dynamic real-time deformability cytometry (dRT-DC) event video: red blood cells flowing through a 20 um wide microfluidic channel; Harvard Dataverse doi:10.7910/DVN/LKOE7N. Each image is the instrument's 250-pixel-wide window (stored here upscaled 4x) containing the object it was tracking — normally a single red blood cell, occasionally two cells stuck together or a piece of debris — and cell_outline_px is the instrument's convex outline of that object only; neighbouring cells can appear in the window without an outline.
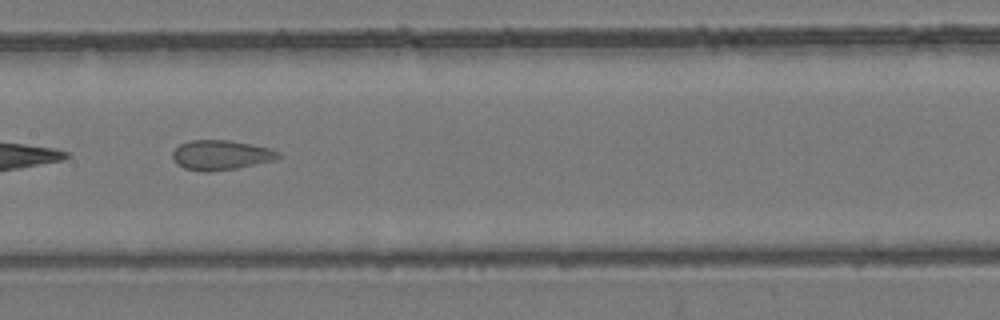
{"species": "common noctule bat (a hibernating species)", "species_latin": "Nyctalus noctula", "temperature_condition": "room temperature", "stored_images_in_passage": 15, "camera_frame_rate_fps": 3000, "um_per_image_px": 0.085, "animal": {"sex": "female", "body_mass_g": 24.6, "forearm_length_mm": 56.2}, "frame": {"image": 1, "passage_image": 13, "time_ms": 4.0, "image_size_px": [1000, 320], "cell_outline_px": [[280, 156], [272, 160], [236, 168], [212, 172], [204, 172], [184, 168], [176, 164], [172, 156], [172, 152], [180, 144], [192, 140], [228, 140], [252, 144], [268, 148], [280, 152]], "centroid_in_image_um": [18.73, 13.18], "position_along_channel_um": 188.7, "area_um2": 18.21}}